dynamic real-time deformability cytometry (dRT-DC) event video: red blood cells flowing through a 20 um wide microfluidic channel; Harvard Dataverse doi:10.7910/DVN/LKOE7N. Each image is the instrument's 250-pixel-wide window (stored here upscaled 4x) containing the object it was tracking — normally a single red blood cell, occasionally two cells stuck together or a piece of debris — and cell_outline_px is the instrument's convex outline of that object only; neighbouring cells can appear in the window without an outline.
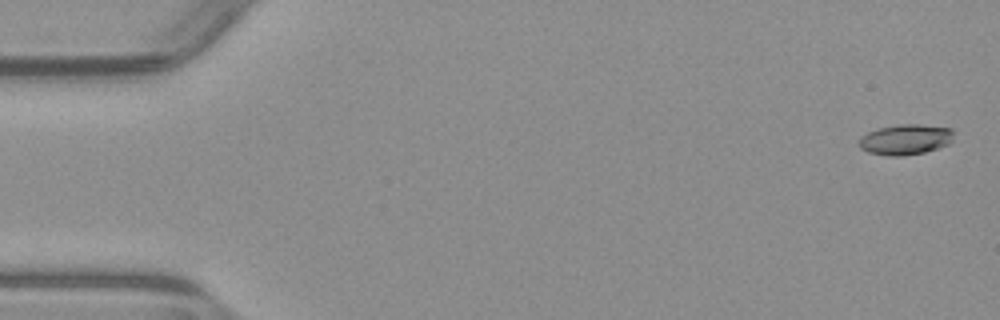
{"species": "common noctule bat (a hibernating species)", "species_latin": "Nyctalus noctula", "temperature_condition": "warm", "stored_images_in_passage": 54, "camera_frame_rate_fps": 3000, "um_per_image_px": 0.085, "animal": {"sex": "male", "body_mass_g": 23.1, "forearm_length_mm": 52.7}, "frame": {"image": 1, "passage_image": 2, "time_ms": 0.333, "image_size_px": [1000, 320], "cell_outline_px": [[952, 140], [948, 144], [924, 152], [904, 156], [888, 156], [868, 152], [860, 148], [860, 136], [868, 132], [880, 128], [900, 124], [920, 124], [952, 128]], "centroid_in_image_um": [76.95, 11.86], "position_along_channel_um": 8.0, "area_um2": 16.7}}
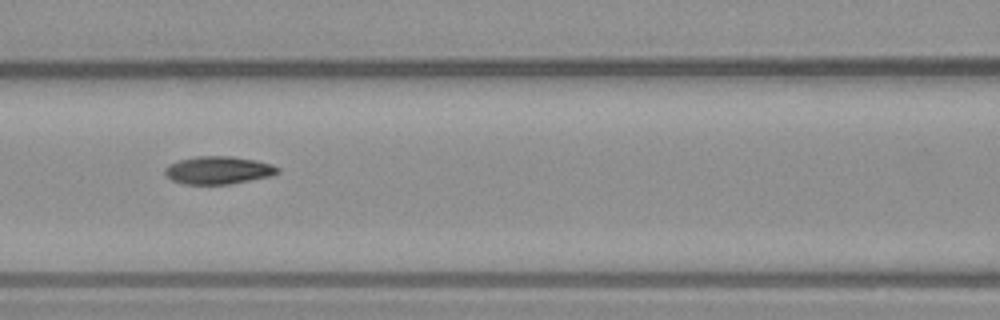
{"frame": {"image": 2, "passage_image": 24, "time_ms": 7.667, "image_size_px": [1000, 320], "cell_outline_px": [[280, 172], [272, 176], [228, 184], [184, 184], [172, 180], [164, 172], [164, 168], [168, 164], [180, 160], [196, 156], [232, 156], [256, 160], [272, 164], [280, 168]], "centroid_in_image_um": [18.58, 14.46], "position_along_channel_um": 148.0, "area_um2": 18.32}}
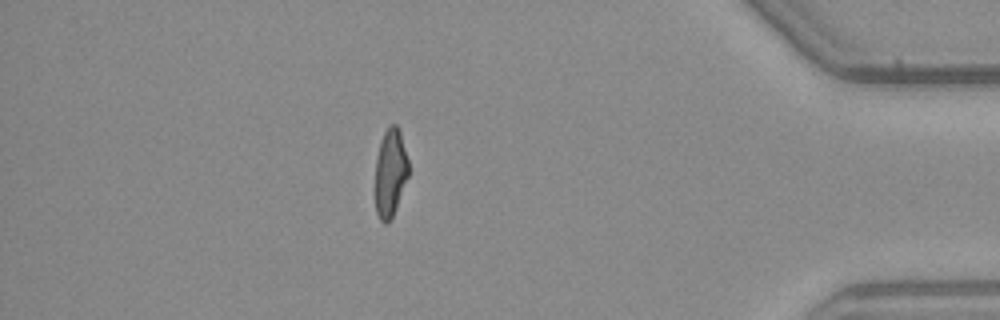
{"frame": {"image": 3, "passage_image": 47, "time_ms": 15.333, "image_size_px": [1000, 320], "cell_outline_px": [[408, 176], [392, 216], [388, 224], [384, 224], [380, 220], [376, 212], [376, 156], [380, 140], [388, 124], [396, 124], [400, 128], [408, 160]], "centroid_in_image_um": [33.17, 14.62], "position_along_channel_um": 402.0, "area_um2": 17.11}, "authors_computed_cell_mechanics": {"area_um2": 17.9758, "velocity_mm_per_s": 3.9179, "shape_relaxation_time_tau1_ms": null, "shape_relaxation_time_tau2_ms": 2.1118, "deformation_change_tau1": null, "deformation_change_tau2": 0.0902}}